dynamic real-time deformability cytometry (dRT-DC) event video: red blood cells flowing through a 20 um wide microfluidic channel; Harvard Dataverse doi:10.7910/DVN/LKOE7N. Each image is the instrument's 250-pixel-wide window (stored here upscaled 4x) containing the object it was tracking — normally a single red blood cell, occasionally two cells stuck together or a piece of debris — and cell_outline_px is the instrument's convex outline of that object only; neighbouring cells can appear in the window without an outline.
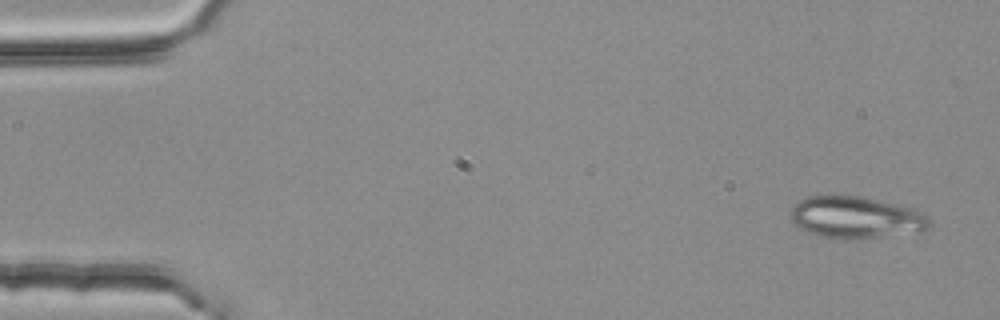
{"species": "common noctule bat (a hibernating species)", "species_latin": "Nyctalus noctula", "temperature_condition": "room temperature", "stored_images_in_passage": 4, "camera_frame_rate_fps": 3000, "um_per_image_px": 0.085, "animal": {"sex": "female", "body_mass_g": 25.1}, "frame": {"image": 1, "passage_image": 1, "time_ms": 0.0, "image_size_px": [1000, 320], "cell_outline_px": [[932, 224], [924, 232], [876, 236], [820, 236], [808, 232], [792, 224], [792, 208], [796, 200], [808, 196], [860, 196], [912, 208], [924, 212], [932, 220]], "centroid_in_image_um": [72.79, 18.44], "position_along_channel_um": 12.2, "area_um2": 33.18}}